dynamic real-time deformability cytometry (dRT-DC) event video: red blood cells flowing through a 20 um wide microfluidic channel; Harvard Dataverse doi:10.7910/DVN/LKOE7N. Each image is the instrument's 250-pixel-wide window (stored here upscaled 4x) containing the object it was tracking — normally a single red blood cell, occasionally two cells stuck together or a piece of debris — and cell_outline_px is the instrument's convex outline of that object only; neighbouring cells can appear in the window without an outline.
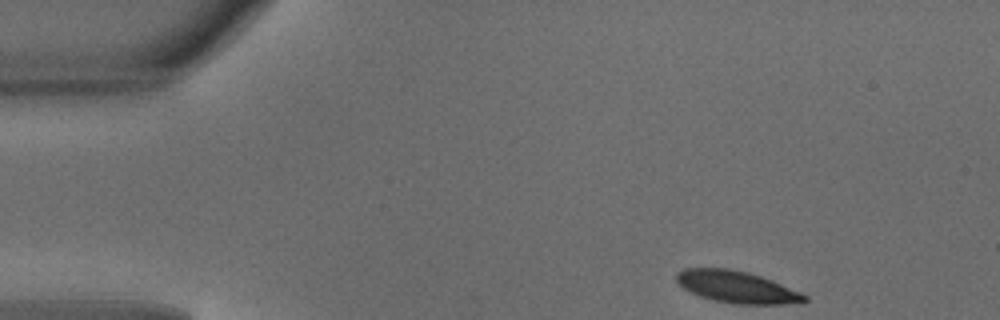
{"species": "common noctule bat (a hibernating species)", "species_latin": "Nyctalus noctula", "temperature_condition": "warm", "stored_images_in_passage": 43, "camera_frame_rate_fps": 3000, "um_per_image_px": 0.085, "animal": {"sex": "male", "body_mass_g": 18.8}, "frame": {"image": 1, "passage_image": 1, "time_ms": 0.0, "image_size_px": [1000, 320], "cell_outline_px": [[808, 300], [780, 304], [736, 304], [716, 300], [700, 296], [684, 288], [676, 280], [676, 272], [684, 268], [728, 268], [748, 272], [772, 280], [800, 292], [808, 296]], "centroid_in_image_um": [62.6, 24.37], "position_along_channel_um": 22.4, "area_um2": 23.47}}
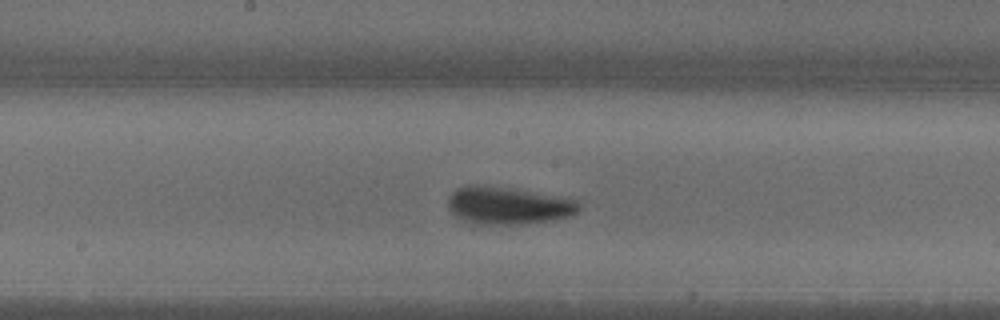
{"frame": {"image": 2, "passage_image": 20, "time_ms": 6.333, "image_size_px": [1000, 320], "cell_outline_px": [[580, 208], [572, 216], [552, 220], [512, 224], [468, 224], [456, 216], [448, 208], [448, 196], [456, 188], [468, 184], [480, 184], [508, 188], [580, 200]], "centroid_in_image_um": [43.14, 17.47], "position_along_channel_um": 205.1, "area_um2": 28.73}}
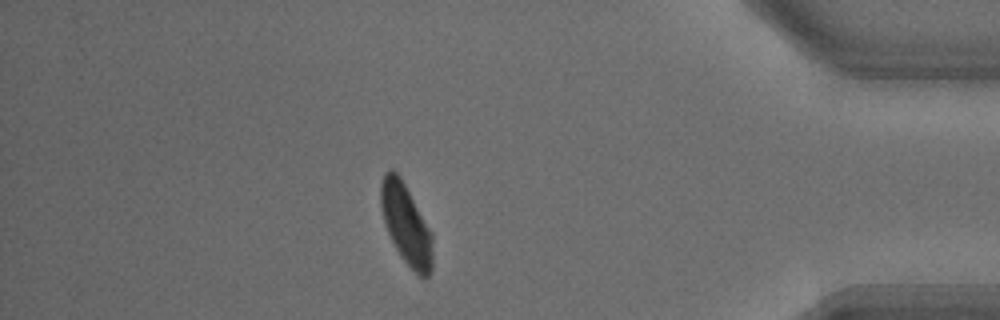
{"frame": {"image": 3, "passage_image": 37, "time_ms": 12.0, "image_size_px": [1000, 320], "cell_outline_px": [[432, 272], [424, 280], [400, 256], [384, 224], [380, 204], [380, 184], [384, 172], [388, 168], [392, 168], [400, 176], [432, 232]], "centroid_in_image_um": [34.51, 19.04], "position_along_channel_um": 400.7, "area_um2": 24.33}, "authors_computed_cell_mechanics": {"area_um2": 25.8944, "velocity_mm_per_s": 4.1322, "shape_relaxation_time_tau1_ms": 2.5649, "shape_relaxation_time_tau2_ms": 1.4921, "deformation_change_tau1": 0.1428, "deformation_change_tau2": 0.0744}}